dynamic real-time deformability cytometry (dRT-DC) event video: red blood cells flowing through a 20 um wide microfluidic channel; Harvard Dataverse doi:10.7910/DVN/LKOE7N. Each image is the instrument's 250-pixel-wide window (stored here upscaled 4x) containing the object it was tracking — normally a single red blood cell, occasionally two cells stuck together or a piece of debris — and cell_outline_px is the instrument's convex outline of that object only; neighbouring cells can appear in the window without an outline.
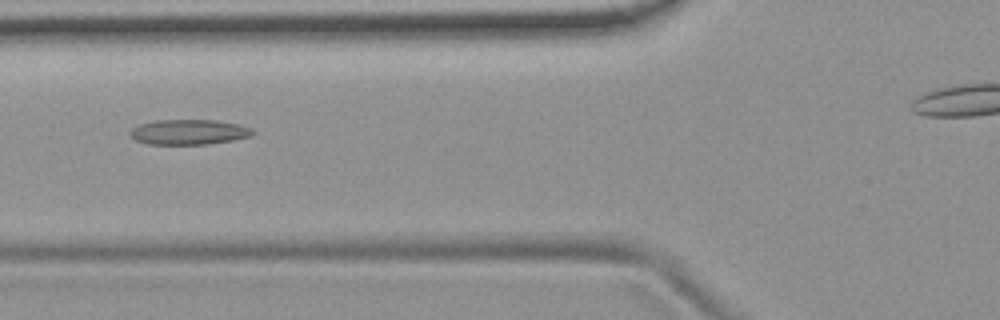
{"species": "common noctule bat (a hibernating species)", "species_latin": "Nyctalus noctula", "temperature_condition": "room temperature", "stored_images_in_passage": 32, "camera_frame_rate_fps": 3000, "um_per_image_px": 0.085, "animal": {"sex": "female", "body_mass_g": 19.9}, "frame": {"image": 1, "passage_image": 5, "time_ms": 1.333, "image_size_px": [1000, 320], "cell_outline_px": [[256, 132], [252, 136], [232, 140], [208, 144], [148, 144], [136, 140], [132, 136], [132, 128], [140, 124], [152, 120], [216, 120], [240, 124], [252, 128]], "centroid_in_image_um": [16.11, 11.21], "position_along_channel_um": 109.7, "area_um2": 17.98}}